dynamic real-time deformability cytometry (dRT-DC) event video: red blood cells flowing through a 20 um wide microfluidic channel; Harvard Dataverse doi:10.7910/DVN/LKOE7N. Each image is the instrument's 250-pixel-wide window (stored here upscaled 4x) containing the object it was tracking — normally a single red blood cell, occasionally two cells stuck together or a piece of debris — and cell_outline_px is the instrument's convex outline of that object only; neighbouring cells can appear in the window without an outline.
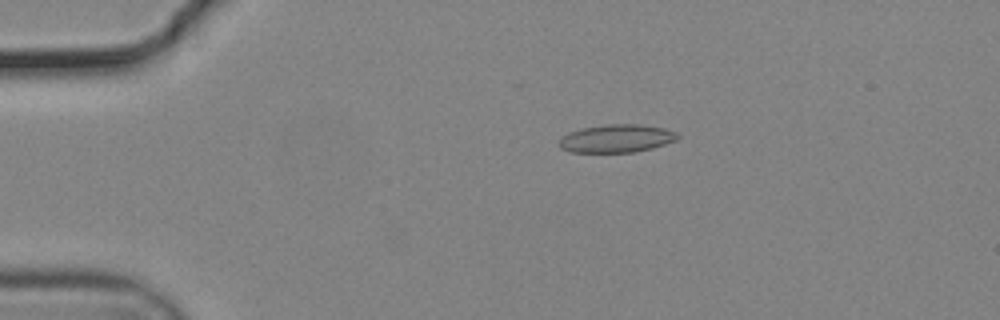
{"species": "common noctule bat (a hibernating species)", "species_latin": "Nyctalus noctula", "temperature_condition": "cold", "stored_images_in_passage": 56, "camera_frame_rate_fps": 3000, "um_per_image_px": 0.085, "animal": {"sex": "male", "body_mass_g": 19.2, "forearm_length_mm": 51.8}, "frame": {"image": 1, "passage_image": 12, "time_ms": 3.667, "image_size_px": [1000, 320], "cell_outline_px": [[680, 136], [676, 140], [652, 148], [636, 152], [572, 152], [560, 148], [556, 144], [560, 136], [568, 132], [580, 128], [608, 124], [640, 124], [664, 128], [676, 132]], "centroid_in_image_um": [52.35, 11.76], "position_along_channel_um": 32.7, "area_um2": 19.59}}
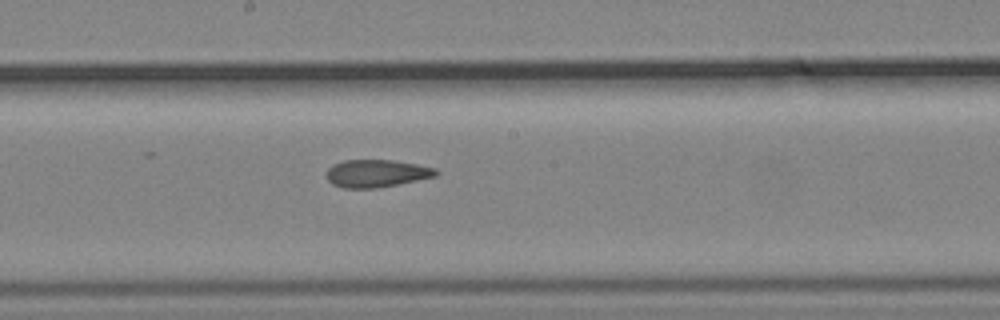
{"frame": {"image": 2, "passage_image": 31, "time_ms": 10.0, "image_size_px": [1000, 320], "cell_outline_px": [[440, 172], [436, 176], [376, 188], [344, 188], [332, 184], [328, 180], [328, 168], [332, 164], [344, 160], [396, 160], [436, 168]], "centroid_in_image_um": [32.01, 14.73], "position_along_channel_um": 216.2, "area_um2": 17.51}}
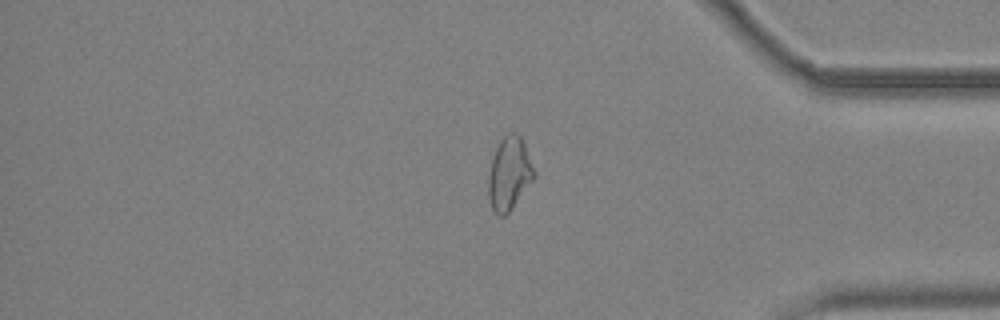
{"frame": {"image": 3, "passage_image": 47, "time_ms": 15.333, "image_size_px": [1000, 320], "cell_outline_px": [[536, 176], [508, 212], [504, 216], [496, 216], [492, 208], [488, 196], [488, 176], [492, 160], [496, 148], [500, 140], [508, 132], [516, 132], [520, 136], [524, 144], [536, 172]], "centroid_in_image_um": [43.28, 14.75], "position_along_channel_um": 391.9, "area_um2": 19.31}, "authors_computed_cell_mechanics": {"area_um2": 19.2185, "velocity_mm_per_s": 3.7065, "shape_relaxation_time_tau1_ms": null, "shape_relaxation_time_tau2_ms": 2.7768, "deformation_change_tau1": null, "deformation_change_tau2": 0.0992}}